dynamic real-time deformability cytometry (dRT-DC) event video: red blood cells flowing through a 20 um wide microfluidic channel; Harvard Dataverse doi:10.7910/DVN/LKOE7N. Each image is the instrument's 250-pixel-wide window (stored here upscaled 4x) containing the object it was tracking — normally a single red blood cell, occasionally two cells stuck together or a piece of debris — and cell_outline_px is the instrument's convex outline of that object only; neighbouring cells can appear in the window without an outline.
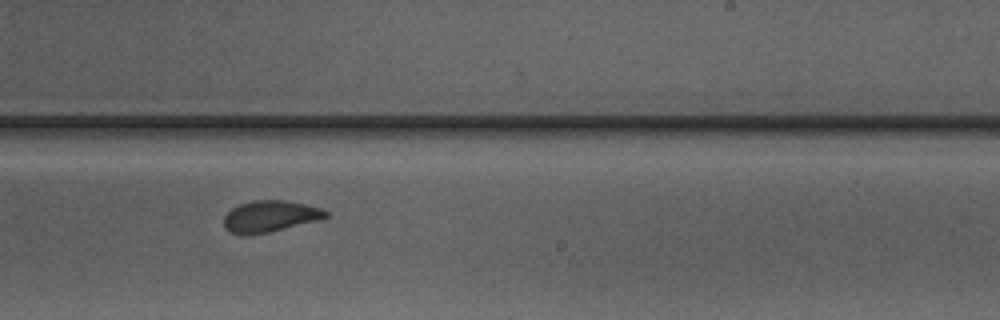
{"species": "Egyptian fruit bat (a non-hibernating species)", "species_latin": "Rousettus aegyptiacus", "temperature_condition": "warm", "stored_images_in_passage": 15, "camera_frame_rate_fps": 3000, "um_per_image_px": 0.085, "animal": {"sex": "male"}, "frame": {"image": 1, "passage_image": 11, "time_ms": 13.667, "image_size_px": [1000, 320], "cell_outline_px": [[328, 216], [320, 220], [268, 232], [248, 236], [240, 236], [228, 232], [224, 228], [224, 216], [232, 208], [240, 204], [252, 200], [284, 200], [304, 204], [320, 208], [328, 212]], "centroid_in_image_um": [22.9, 18.41], "position_along_channel_um": 266.1, "area_um2": 18.84}}
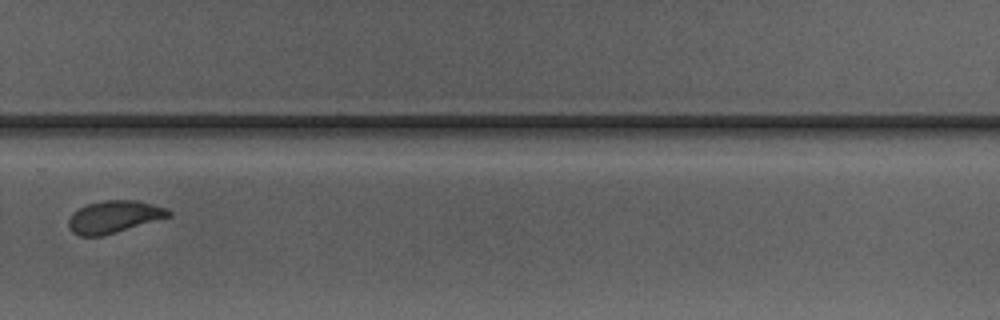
{"frame": {"image": 2, "passage_image": 12, "time_ms": 15.0, "image_size_px": [1000, 320], "cell_outline_px": [[172, 216], [100, 236], [80, 236], [72, 232], [68, 224], [68, 220], [72, 212], [88, 204], [104, 200], [136, 200], [168, 208], [172, 212]], "centroid_in_image_um": [9.7, 18.42], "position_along_channel_um": 320.1, "area_um2": 18.67}}
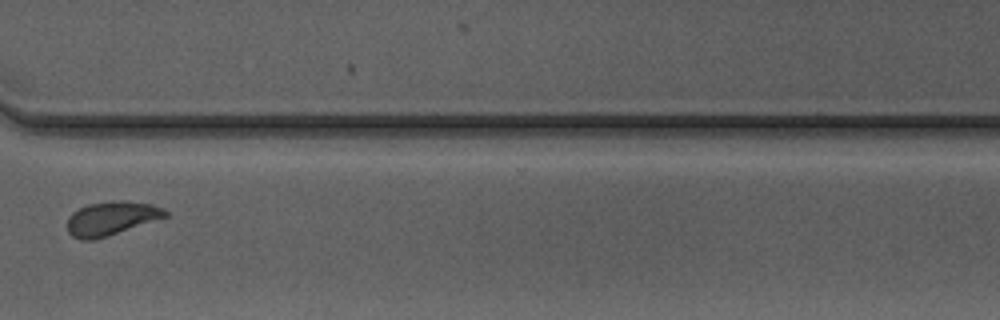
{"frame": {"image": 3, "passage_image": 13, "time_ms": 16.0, "image_size_px": [1000, 320], "cell_outline_px": [[168, 216], [92, 240], [80, 240], [72, 236], [68, 232], [68, 216], [72, 212], [88, 204], [112, 200], [124, 200], [152, 204], [164, 208], [168, 212]], "centroid_in_image_um": [9.45, 18.53], "position_along_channel_um": 361.2, "area_um2": 19.13}}